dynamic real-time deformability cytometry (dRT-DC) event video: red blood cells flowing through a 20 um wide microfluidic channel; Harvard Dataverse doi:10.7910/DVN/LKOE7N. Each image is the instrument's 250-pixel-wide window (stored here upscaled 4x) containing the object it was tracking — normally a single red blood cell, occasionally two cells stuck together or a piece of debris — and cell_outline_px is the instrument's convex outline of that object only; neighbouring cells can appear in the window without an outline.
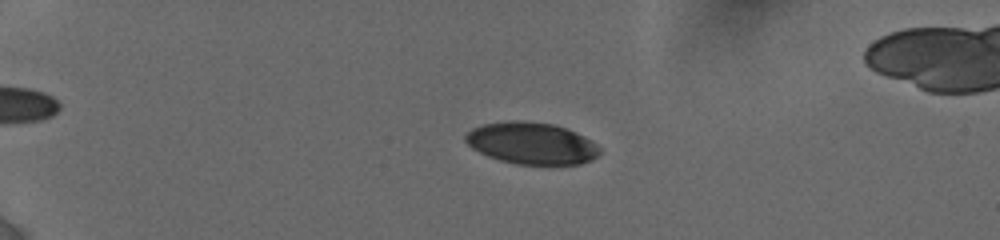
{"species": "human", "species_latin": "Homo sapiens", "temperature_condition": "cold", "stored_images_in_passage": 41, "camera_frame_rate_fps": 3000, "um_per_image_px": 0.085, "donor": {"sex": "female"}, "frame": {"image": 1, "passage_image": 18, "time_ms": 4.667, "image_size_px": [1000, 240], "cell_outline_px": [[604, 148], [592, 160], [580, 164], [516, 164], [500, 160], [488, 156], [472, 148], [464, 140], [464, 136], [472, 128], [484, 124], [508, 120], [520, 120], [552, 124], [576, 132], [592, 140]], "centroid_in_image_um": [45.21, 12.17], "position_along_channel_um": 39.8, "area_um2": 32.83}}
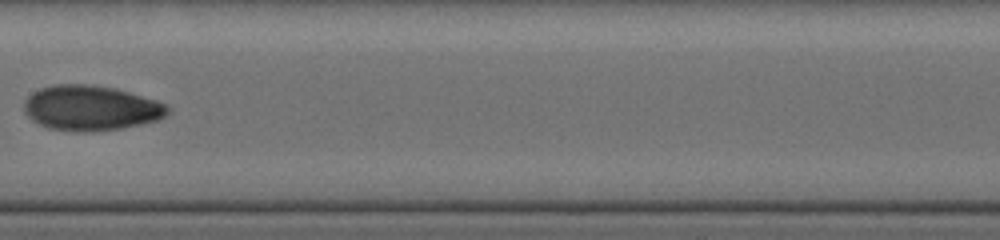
{"frame": {"image": 2, "passage_image": 32, "time_ms": 10.667, "image_size_px": [1000, 240], "cell_outline_px": [[172, 108], [164, 116], [156, 120], [124, 128], [92, 132], [76, 132], [48, 128], [32, 120], [24, 112], [24, 100], [32, 92], [40, 88], [56, 84], [92, 84], [116, 88], [156, 100]], "centroid_in_image_um": [7.7, 9.18], "position_along_channel_um": 199.7, "area_um2": 37.97}}
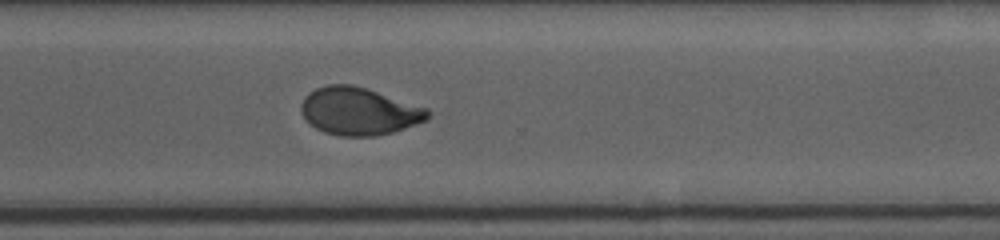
{"frame": {"image": 3, "passage_image": 41, "time_ms": 14.333, "image_size_px": [1000, 240], "cell_outline_px": [[432, 112], [428, 120], [392, 132], [376, 136], [340, 136], [324, 132], [316, 128], [304, 116], [300, 108], [300, 104], [304, 96], [308, 92], [316, 88], [328, 84], [352, 84], [428, 108]], "centroid_in_image_um": [30.52, 9.45], "position_along_channel_um": 340.1, "area_um2": 35.08}}